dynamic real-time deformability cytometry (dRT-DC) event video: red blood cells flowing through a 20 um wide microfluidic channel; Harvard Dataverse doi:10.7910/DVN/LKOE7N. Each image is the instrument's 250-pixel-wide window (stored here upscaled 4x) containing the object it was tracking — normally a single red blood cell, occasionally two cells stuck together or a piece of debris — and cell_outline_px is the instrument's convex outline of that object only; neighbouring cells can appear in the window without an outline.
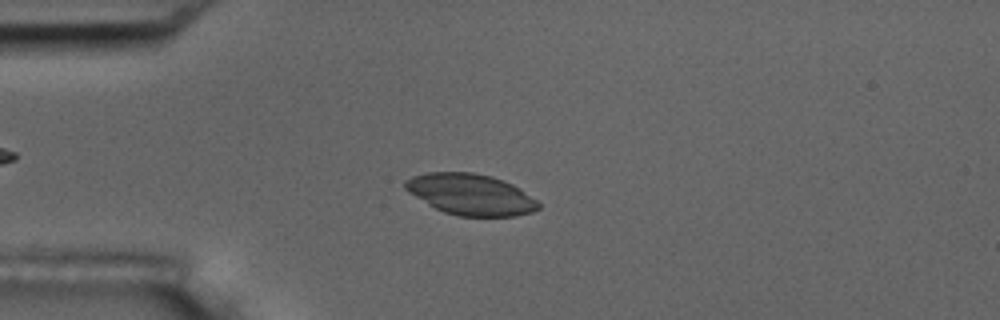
{"species": "common noctule bat (a hibernating species)", "species_latin": "Nyctalus noctula", "temperature_condition": "room temperature", "stored_images_in_passage": 7, "camera_frame_rate_fps": 3000, "um_per_image_px": 0.085, "animal": {"sex": "male", "body_mass_g": 17.5, "forearm_length_mm": 52.3}, "frame": {"image": 1, "passage_image": 4, "time_ms": 3.667, "image_size_px": [1000, 320], "cell_outline_px": [[540, 208], [532, 212], [516, 216], [460, 216], [444, 212], [428, 204], [408, 192], [404, 188], [404, 180], [412, 176], [428, 172], [472, 172], [492, 176], [512, 184], [520, 188], [536, 200], [540, 204]], "centroid_in_image_um": [40.0, 16.52], "position_along_channel_um": 45.0, "area_um2": 31.91}}